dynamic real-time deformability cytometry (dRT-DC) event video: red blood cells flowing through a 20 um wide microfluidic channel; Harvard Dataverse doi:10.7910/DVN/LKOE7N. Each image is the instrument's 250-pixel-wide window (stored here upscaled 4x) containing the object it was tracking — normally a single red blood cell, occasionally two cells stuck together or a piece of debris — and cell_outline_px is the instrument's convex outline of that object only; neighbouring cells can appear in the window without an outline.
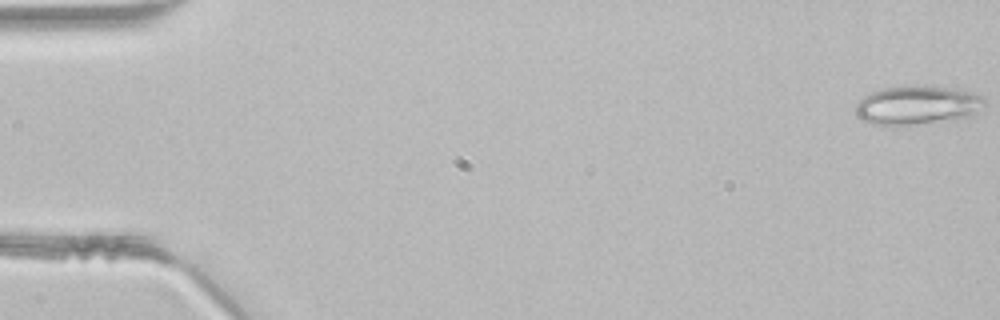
{"species": "common noctule bat (a hibernating species)", "species_latin": "Nyctalus noctula", "temperature_condition": "room temperature", "stored_images_in_passage": 46, "camera_frame_rate_fps": 3000, "um_per_image_px": 0.085, "animal": {"sex": "male", "body_mass_g": 21.5, "forearm_length_mm": 52.0}, "frame": {"image": 1, "passage_image": 1, "time_ms": 0.0, "image_size_px": [1000, 320], "cell_outline_px": [[984, 104], [972, 116], [892, 128], [888, 128], [872, 124], [856, 116], [856, 104], [864, 96], [880, 88], [904, 84], [932, 84], [952, 88], [984, 96]], "centroid_in_image_um": [77.9, 8.93], "position_along_channel_um": 7.1, "area_um2": 30.17}}
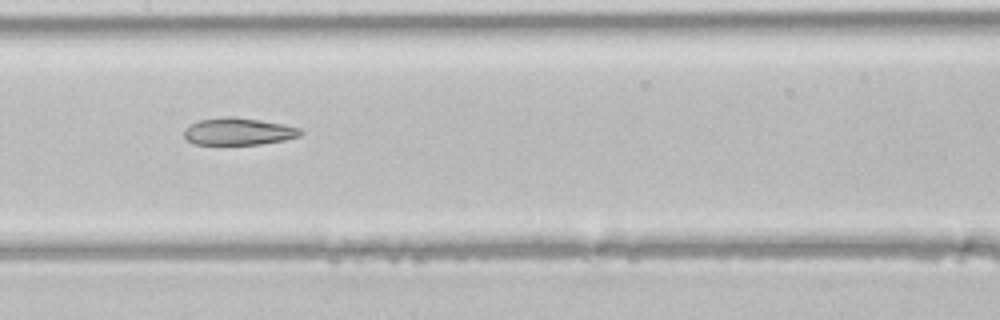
{"frame": {"image": 2, "passage_image": 23, "time_ms": 7.333, "image_size_px": [1000, 320], "cell_outline_px": [[304, 132], [300, 136], [284, 140], [260, 144], [196, 144], [188, 140], [184, 136], [184, 128], [188, 124], [200, 120], [224, 116], [232, 116], [260, 120], [284, 124], [300, 128]], "centroid_in_image_um": [20.27, 11.16], "position_along_channel_um": 187.1, "area_um2": 18.5}}
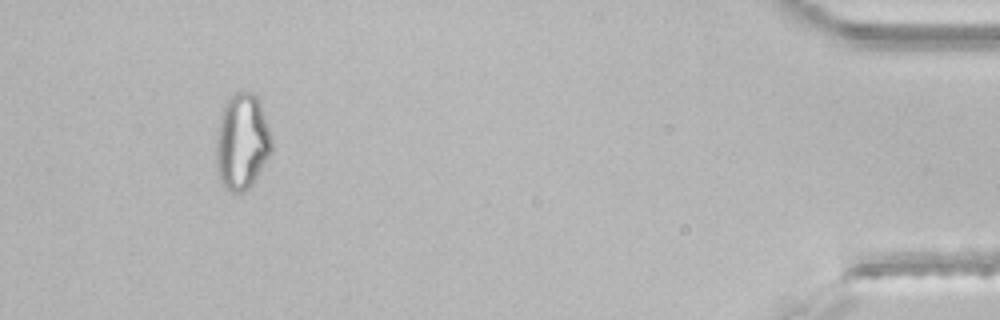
{"frame": {"image": 3, "passage_image": 43, "time_ms": 14.0, "image_size_px": [1000, 320], "cell_outline_px": [[272, 152], [252, 184], [244, 192], [232, 192], [224, 188], [220, 180], [216, 168], [216, 132], [220, 116], [224, 104], [228, 96], [236, 92], [252, 92], [256, 96], [268, 128], [272, 140]], "centroid_in_image_um": [20.53, 12.06], "position_along_channel_um": 414.7, "area_um2": 31.1}}